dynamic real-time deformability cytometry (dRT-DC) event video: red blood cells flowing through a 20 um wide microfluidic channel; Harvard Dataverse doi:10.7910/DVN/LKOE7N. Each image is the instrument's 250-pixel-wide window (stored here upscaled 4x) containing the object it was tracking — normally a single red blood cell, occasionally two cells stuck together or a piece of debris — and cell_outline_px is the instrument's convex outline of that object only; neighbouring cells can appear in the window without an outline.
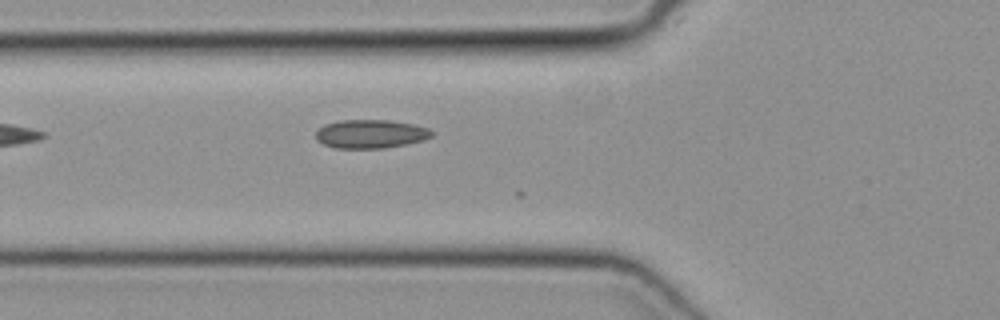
{"species": "common noctule bat (a hibernating species)", "species_latin": "Nyctalus noctula", "temperature_condition": "cold", "stored_images_in_passage": 11, "camera_frame_rate_fps": 3000, "um_per_image_px": 0.085, "animal": {"sex": "female", "body_mass_g": 19.3, "forearm_length_mm": 54.1}, "frame": {"image": 1, "passage_image": 5, "time_ms": 1.333, "image_size_px": [1000, 320], "cell_outline_px": [[432, 136], [424, 140], [384, 148], [336, 148], [324, 144], [316, 140], [316, 132], [324, 124], [340, 120], [388, 120], [412, 124], [428, 128], [432, 132]], "centroid_in_image_um": [31.48, 11.38], "position_along_channel_um": 94.3, "area_um2": 19.19}}
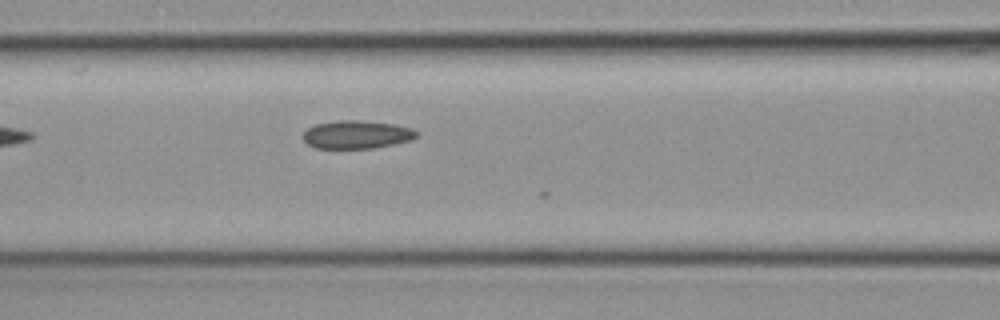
{"frame": {"image": 2, "passage_image": 8, "time_ms": 2.333, "image_size_px": [1000, 320], "cell_outline_px": [[416, 136], [412, 140], [372, 148], [316, 148], [308, 144], [304, 140], [304, 132], [308, 128], [316, 124], [336, 120], [360, 120], [392, 124], [412, 128], [416, 132]], "centroid_in_image_um": [30.3, 11.43], "position_along_channel_um": 136.3, "area_um2": 18.38}}